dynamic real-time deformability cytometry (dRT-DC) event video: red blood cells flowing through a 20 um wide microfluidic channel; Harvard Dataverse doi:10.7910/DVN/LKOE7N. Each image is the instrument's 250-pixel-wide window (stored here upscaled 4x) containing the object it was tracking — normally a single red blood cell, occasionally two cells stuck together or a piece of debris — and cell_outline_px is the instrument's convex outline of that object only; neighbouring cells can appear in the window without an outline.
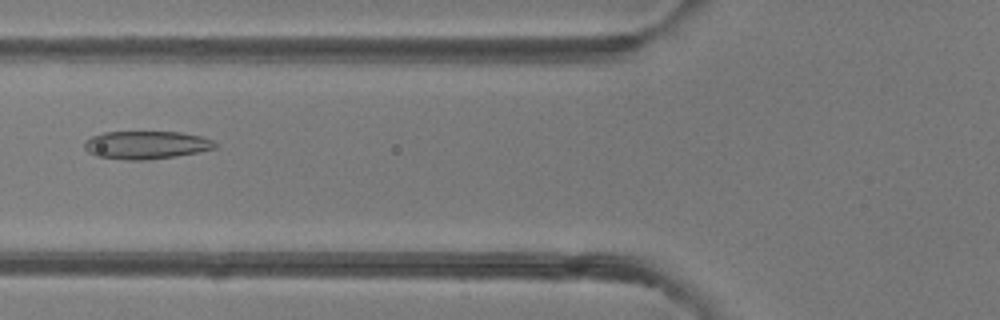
{"species": "common noctule bat (a hibernating species)", "species_latin": "Nyctalus noctula", "temperature_condition": "room temperature", "stored_images_in_passage": 39, "camera_frame_rate_fps": 3000, "um_per_image_px": 0.085, "animal": {"sex": "female"}, "frame": {"image": 1, "passage_image": 9, "time_ms": 2.667, "image_size_px": [1000, 320], "cell_outline_px": [[216, 148], [176, 156], [144, 160], [128, 160], [96, 156], [88, 152], [84, 148], [84, 140], [92, 136], [104, 132], [180, 132], [200, 136], [212, 140], [216, 144]], "centroid_in_image_um": [12.38, 12.32], "position_along_channel_um": 113.4, "area_um2": 21.21}}
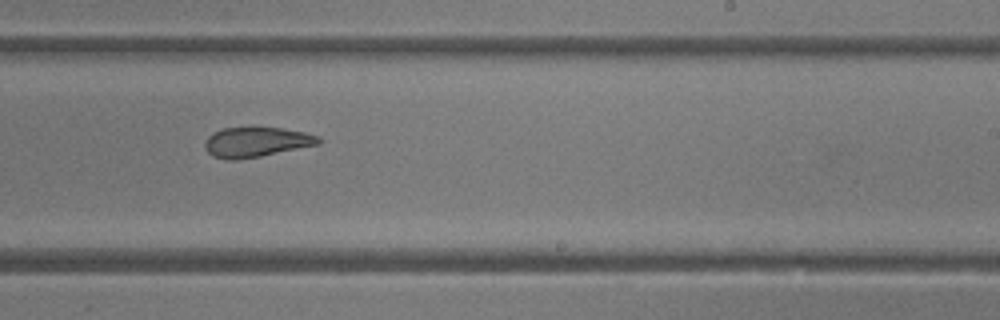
{"frame": {"image": 2, "passage_image": 20, "time_ms": 6.333, "image_size_px": [1000, 320], "cell_outline_px": [[320, 144], [260, 156], [236, 160], [224, 160], [212, 156], [204, 148], [204, 144], [208, 136], [212, 132], [224, 128], [248, 124], [280, 128], [304, 132], [320, 136]], "centroid_in_image_um": [21.73, 12.03], "position_along_channel_um": 267.3, "area_um2": 20.58}}
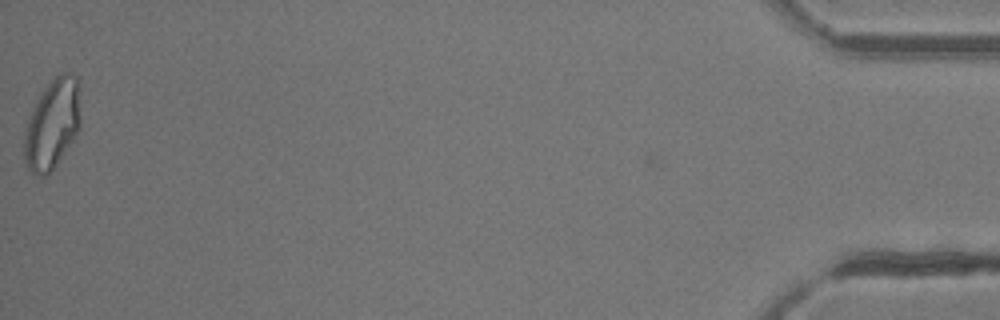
{"frame": {"image": 3, "passage_image": 39, "time_ms": 12.667, "image_size_px": [1000, 320], "cell_outline_px": [[80, 128], [76, 136], [56, 164], [44, 176], [32, 176], [24, 160], [24, 132], [28, 120], [44, 88], [60, 72], [68, 72], [76, 76], [80, 120]], "centroid_in_image_um": [4.43, 10.59], "position_along_channel_um": 430.8, "area_um2": 29.02}, "authors_computed_cell_mechanics": {"area_um2": 21.8484, "velocity_mm_per_s": 4.1947, "shape_relaxation_time_tau1_ms": null, "shape_relaxation_time_tau2_ms": 2.1163, "deformation_change_tau1": null, "deformation_change_tau2": 0.0831}}